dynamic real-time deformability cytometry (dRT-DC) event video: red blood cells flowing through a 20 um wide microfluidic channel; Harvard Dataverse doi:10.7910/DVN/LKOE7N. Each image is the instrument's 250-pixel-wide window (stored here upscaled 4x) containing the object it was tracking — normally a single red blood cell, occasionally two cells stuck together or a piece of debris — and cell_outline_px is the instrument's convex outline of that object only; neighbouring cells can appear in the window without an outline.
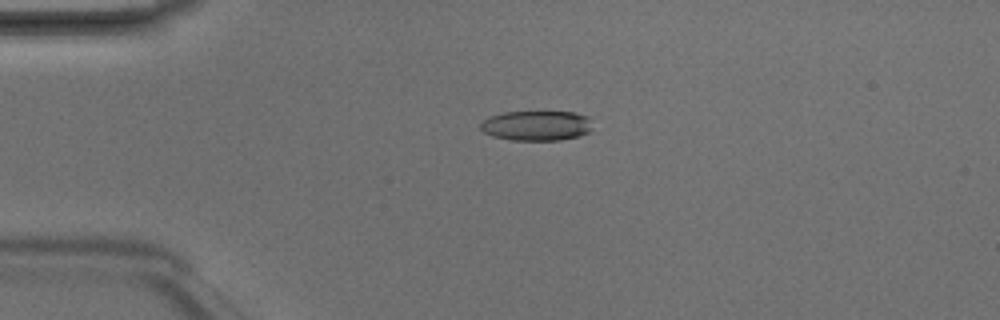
{"species": "Egyptian fruit bat (a non-hibernating species)", "species_latin": "Rousettus aegyptiacus", "temperature_condition": "room temperature", "stored_images_in_passage": 5, "camera_frame_rate_fps": 3000, "um_per_image_px": 0.085, "animal": {"sex": "male"}, "frame": {"image": 1, "passage_image": 3, "time_ms": 0.667, "image_size_px": [1000, 320], "cell_outline_px": [[592, 128], [588, 132], [580, 136], [560, 140], [512, 140], [492, 136], [484, 132], [480, 128], [480, 124], [488, 116], [504, 112], [576, 112], [588, 116]], "centroid_in_image_um": [45.6, 10.68], "position_along_channel_um": 39.4, "area_um2": 19.65}}